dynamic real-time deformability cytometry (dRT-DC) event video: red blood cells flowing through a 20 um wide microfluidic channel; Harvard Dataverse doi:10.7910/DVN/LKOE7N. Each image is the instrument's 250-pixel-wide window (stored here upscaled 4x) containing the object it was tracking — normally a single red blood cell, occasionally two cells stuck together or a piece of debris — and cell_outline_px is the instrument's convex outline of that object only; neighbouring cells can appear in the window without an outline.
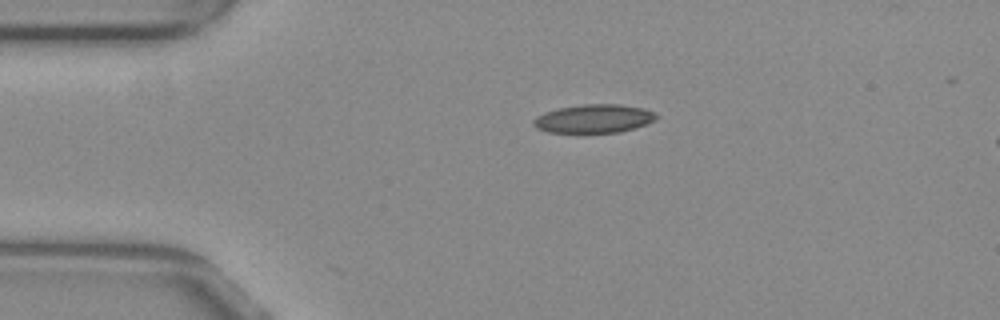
{"species": "common noctule bat (a hibernating species)", "species_latin": "Nyctalus noctula", "temperature_condition": "warm", "stored_images_in_passage": 2, "camera_frame_rate_fps": 3000, "um_per_image_px": 0.085, "animal": {"sex": "female", "body_mass_g": 29.2, "forearm_length_mm": 56.3}, "frame": {"image": 1, "passage_image": 1, "time_ms": 0.0, "image_size_px": [1000, 320], "cell_outline_px": [[660, 116], [644, 124], [620, 132], [548, 132], [536, 128], [532, 124], [532, 120], [536, 116], [544, 112], [560, 108], [584, 104], [620, 104], [644, 108]], "centroid_in_image_um": [50.43, 10.07], "position_along_channel_um": 34.6, "area_um2": 20.17}}